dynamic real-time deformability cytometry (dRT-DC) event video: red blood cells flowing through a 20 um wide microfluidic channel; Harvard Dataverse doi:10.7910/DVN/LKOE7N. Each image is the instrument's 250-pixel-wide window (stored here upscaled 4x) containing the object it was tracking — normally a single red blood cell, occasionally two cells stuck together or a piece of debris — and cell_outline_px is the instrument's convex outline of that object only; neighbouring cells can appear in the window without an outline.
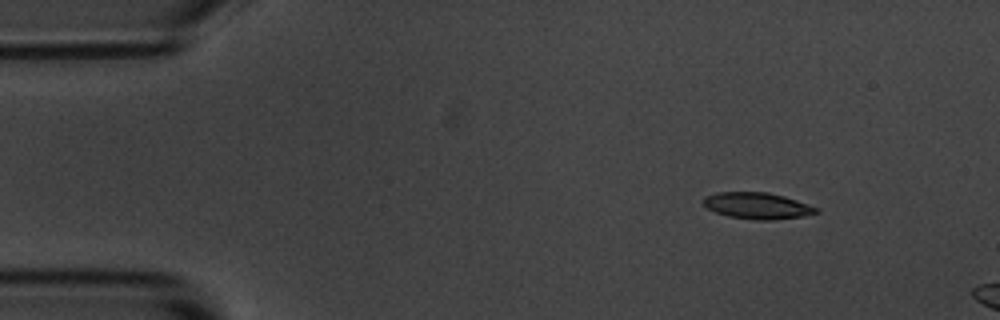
{"species": "common noctule bat (a hibernating species)", "species_latin": "Nyctalus noctula", "temperature_condition": "room temperature", "stored_images_in_passage": 3, "camera_frame_rate_fps": 3000, "um_per_image_px": 0.085, "animal": {"sex": "male", "body_mass_g": 20.1, "forearm_length_mm": 53.5}, "frame": {"image": 1, "passage_image": 1, "time_ms": 0.0, "image_size_px": [1000, 320], "cell_outline_px": [[820, 212], [800, 216], [772, 220], [752, 220], [728, 216], [716, 212], [708, 208], [704, 204], [704, 196], [716, 192], [768, 192], [784, 196], [820, 208]], "centroid_in_image_um": [64.38, 17.48], "position_along_channel_um": 20.6, "area_um2": 17.34}}